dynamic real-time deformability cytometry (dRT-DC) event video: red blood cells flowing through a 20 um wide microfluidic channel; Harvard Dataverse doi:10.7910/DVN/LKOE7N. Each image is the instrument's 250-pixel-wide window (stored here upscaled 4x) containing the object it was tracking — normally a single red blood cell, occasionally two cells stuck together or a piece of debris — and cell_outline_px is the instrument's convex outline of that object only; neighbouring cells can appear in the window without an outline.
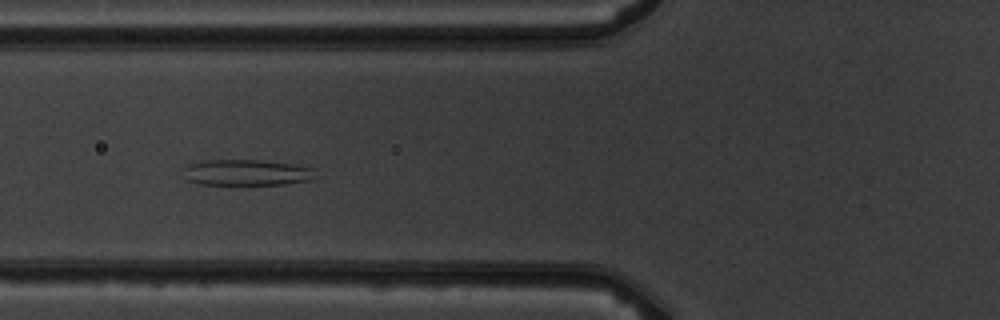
{"species": "common noctule bat (a hibernating species)", "species_latin": "Nyctalus noctula", "temperature_condition": "warm", "stored_images_in_passage": 8, "camera_frame_rate_fps": 3000, "um_per_image_px": 0.085, "animal": {"sex": "male", "body_mass_g": 19.5, "forearm_length_mm": 54.6}, "frame": {"image": 1, "passage_image": 6, "time_ms": 5.667, "image_size_px": [1000, 320], "cell_outline_px": [[312, 180], [288, 184], [200, 184], [188, 180], [184, 168], [188, 164], [208, 160], [260, 160], [292, 164], [312, 168]], "centroid_in_image_um": [20.96, 14.66], "position_along_channel_um": 104.8, "area_um2": 19.59}}